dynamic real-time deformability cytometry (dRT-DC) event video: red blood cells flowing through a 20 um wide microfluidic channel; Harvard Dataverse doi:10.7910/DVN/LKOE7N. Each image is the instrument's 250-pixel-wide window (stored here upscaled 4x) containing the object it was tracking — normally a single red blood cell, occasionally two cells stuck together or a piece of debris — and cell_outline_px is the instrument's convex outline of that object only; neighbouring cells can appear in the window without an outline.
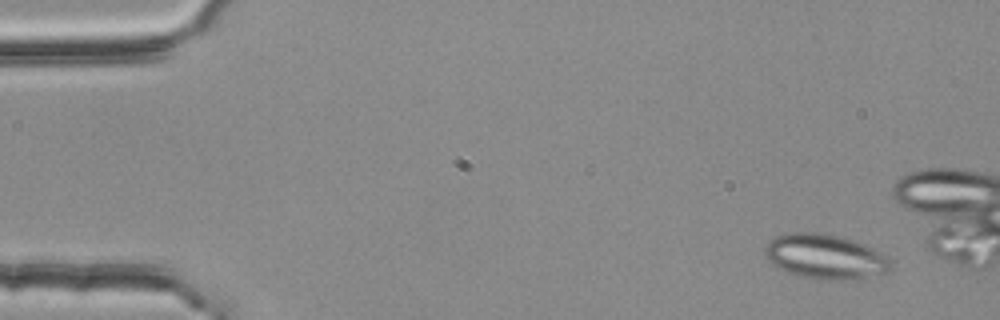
{"species": "common noctule bat (a hibernating species)", "species_latin": "Nyctalus noctula", "temperature_condition": "room temperature", "stored_images_in_passage": 5, "camera_frame_rate_fps": 3000, "um_per_image_px": 0.085, "animal": {"sex": "female", "body_mass_g": 25.1}, "frame": {"image": 1, "passage_image": 1, "time_ms": 0.0, "image_size_px": [1000, 320], "cell_outline_px": [[892, 264], [884, 272], [856, 280], [816, 280], [800, 276], [788, 272], [772, 264], [768, 260], [764, 252], [764, 244], [776, 236], [792, 232], [820, 232], [852, 240], [864, 244], [872, 248], [884, 256]], "centroid_in_image_um": [70.07, 21.82], "position_along_channel_um": 14.9, "area_um2": 32.66}}